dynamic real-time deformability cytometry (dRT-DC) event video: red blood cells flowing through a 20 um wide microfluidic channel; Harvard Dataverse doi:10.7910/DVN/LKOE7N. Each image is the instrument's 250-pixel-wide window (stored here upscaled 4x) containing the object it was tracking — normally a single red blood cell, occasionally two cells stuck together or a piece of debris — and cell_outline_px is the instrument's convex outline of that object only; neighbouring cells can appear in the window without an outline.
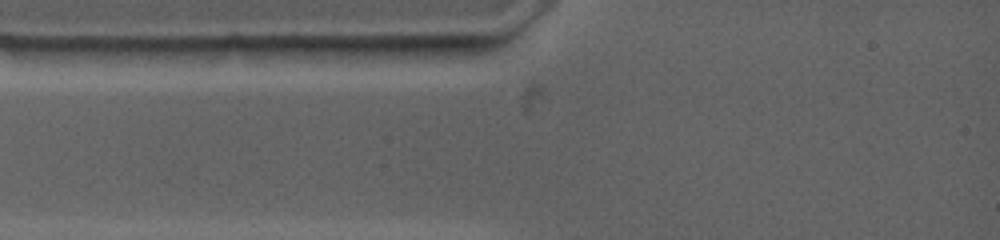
{"species": "common noctule bat (a hibernating species)", "species_latin": "Nyctalus noctula", "temperature_condition": "warm", "stored_images_in_passage": 3, "camera_frame_rate_fps": 4500, "um_per_image_px": 0.085, "animal": {"sex": "female", "body_mass_g": 19.0, "forearm_length_mm": 53.3}, "frame": {"image": 1, "passage_image": 1, "time_ms": 0.0, "image_size_px": [1000, 240], "cell_outline_px": [[452, 44], [444, 52], [424, 56], [372, 64], [292, 48], [288, 44]], "centroid_in_image_um": [31.79, 4.35], "position_along_channel_um": 53.2, "area_um2": 14.68}}